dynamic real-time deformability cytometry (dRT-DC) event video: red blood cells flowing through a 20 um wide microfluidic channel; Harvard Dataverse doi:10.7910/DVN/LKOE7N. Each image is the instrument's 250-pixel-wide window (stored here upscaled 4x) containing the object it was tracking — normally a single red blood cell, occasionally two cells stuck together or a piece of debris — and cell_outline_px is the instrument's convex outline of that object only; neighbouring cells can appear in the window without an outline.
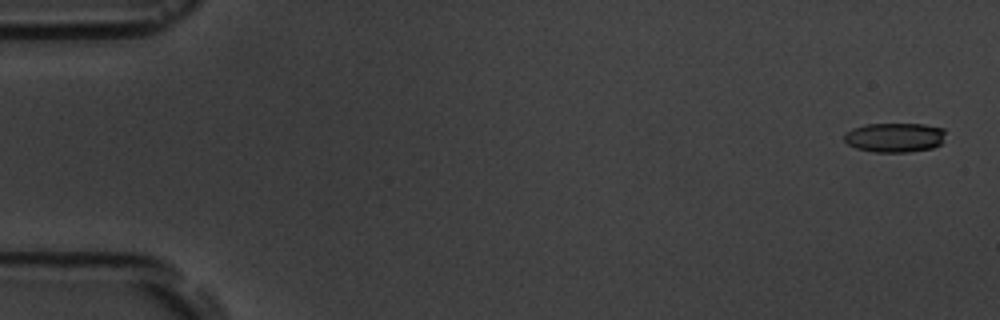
{"species": "common noctule bat (a hibernating species)", "species_latin": "Nyctalus noctula", "temperature_condition": "room temperature", "stored_images_in_passage": 3, "camera_frame_rate_fps": 3000, "um_per_image_px": 0.085, "animal": {"sex": "male", "body_mass_g": 19.5, "forearm_length_mm": 54.6}, "frame": {"image": 1, "passage_image": 1, "time_ms": 0.0, "image_size_px": [1000, 320], "cell_outline_px": [[944, 132], [940, 144], [932, 148], [908, 152], [872, 152], [856, 148], [848, 144], [844, 140], [844, 132], [852, 128], [864, 124], [924, 124], [944, 128]], "centroid_in_image_um": [76.0, 11.68], "position_along_channel_um": 9.0, "area_um2": 17.46}}